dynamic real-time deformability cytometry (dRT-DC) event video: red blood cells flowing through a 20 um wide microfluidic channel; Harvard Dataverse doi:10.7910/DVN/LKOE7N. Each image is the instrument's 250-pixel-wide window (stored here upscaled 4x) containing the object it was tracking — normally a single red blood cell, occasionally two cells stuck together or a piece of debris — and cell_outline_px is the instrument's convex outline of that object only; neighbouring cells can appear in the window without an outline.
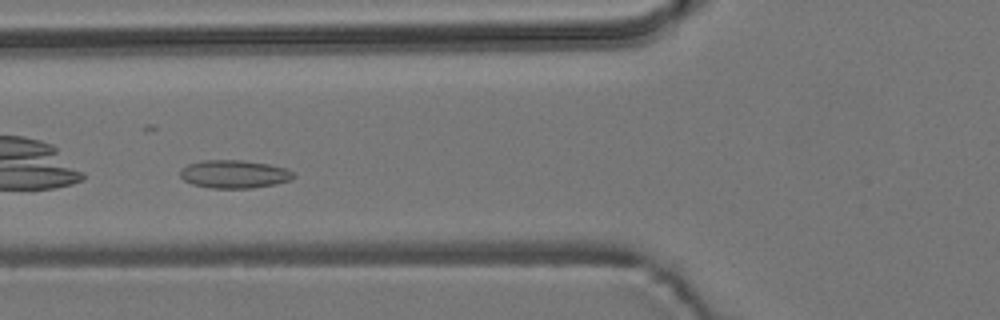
{"species": "common noctule bat (a hibernating species)", "species_latin": "Nyctalus noctula", "temperature_condition": "room temperature", "stored_images_in_passage": 50, "camera_frame_rate_fps": 3000, "um_per_image_px": 0.085, "animal": {"sex": "male", "body_mass_g": 19.2, "forearm_length_mm": 51.8}, "frame": {"image": 1, "passage_image": 15, "time_ms": 4.667, "image_size_px": [1000, 320], "cell_outline_px": [[296, 176], [292, 180], [276, 184], [252, 188], [212, 188], [192, 184], [184, 180], [180, 176], [180, 168], [188, 164], [200, 160], [240, 160], [268, 164], [288, 168], [296, 172]], "centroid_in_image_um": [19.95, 14.8], "position_along_channel_um": 105.9, "area_um2": 18.84}}
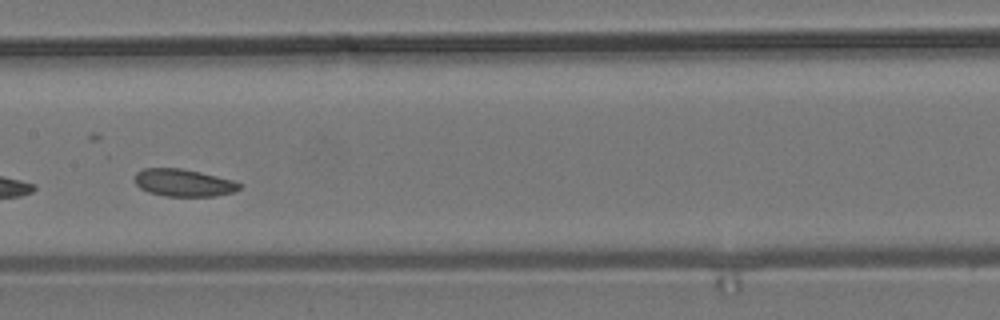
{"frame": {"image": 2, "passage_image": 22, "time_ms": 7.0, "image_size_px": [1000, 320], "cell_outline_px": [[244, 184], [236, 192], [216, 196], [164, 196], [148, 192], [140, 188], [132, 180], [136, 172], [144, 168], [180, 168], [200, 172], [232, 180]], "centroid_in_image_um": [15.59, 15.54], "position_along_channel_um": 191.8, "area_um2": 16.94}, "authors_computed_cell_mechanics": {"area_um2": 17.6579, "velocity_mm_per_s": 3.6811, "shape_relaxation_time_tau1_ms": null, "shape_relaxation_time_tau2_ms": 6.2651, "deformation_change_tau1": null, "deformation_change_tau2": 0.1256}}